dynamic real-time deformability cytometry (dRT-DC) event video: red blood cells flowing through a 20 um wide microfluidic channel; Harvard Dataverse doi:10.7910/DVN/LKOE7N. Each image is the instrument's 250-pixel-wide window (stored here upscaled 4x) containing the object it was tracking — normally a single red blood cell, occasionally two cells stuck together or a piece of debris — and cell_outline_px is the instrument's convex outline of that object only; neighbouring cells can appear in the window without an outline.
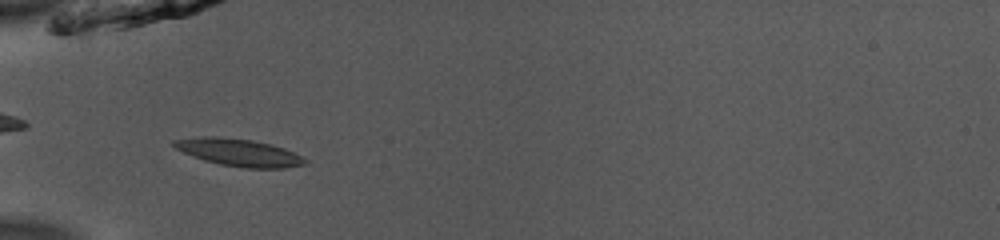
{"species": "common noctule bat (a hibernating species)", "species_latin": "Nyctalus noctula", "temperature_condition": "room temperature", "stored_images_in_passage": 35, "camera_frame_rate_fps": 3000, "um_per_image_px": 0.085, "animal": {"sex": "male", "body_mass_g": 13.0, "forearm_length_mm": 53.1}, "frame": {"image": 1, "passage_image": 1, "time_ms": 0.0, "image_size_px": [1000, 240], "cell_outline_px": [[308, 164], [284, 168], [244, 168], [220, 164], [204, 160], [184, 152], [176, 148], [172, 144], [172, 140], [200, 136], [216, 136], [252, 140], [272, 144], [284, 148], [308, 160]], "centroid_in_image_um": [20.32, 12.95], "position_along_channel_um": 64.7, "area_um2": 20.87}}
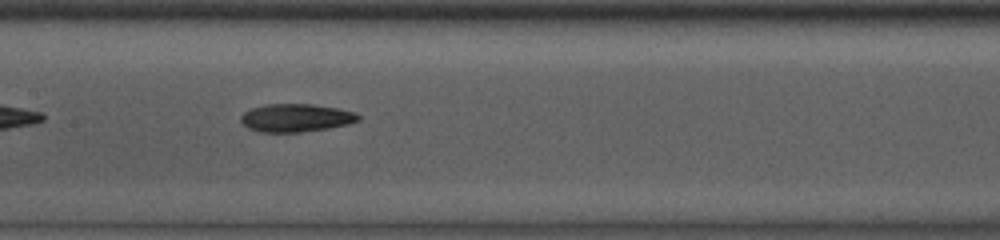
{"frame": {"image": 2, "passage_image": 10, "time_ms": 3.0, "image_size_px": [1000, 240], "cell_outline_px": [[360, 120], [348, 124], [328, 128], [300, 132], [260, 132], [248, 128], [240, 120], [240, 116], [244, 112], [252, 108], [268, 104], [312, 104], [336, 108], [356, 112], [360, 116]], "centroid_in_image_um": [25.16, 10.02], "position_along_channel_um": 182.2, "area_um2": 19.13}}
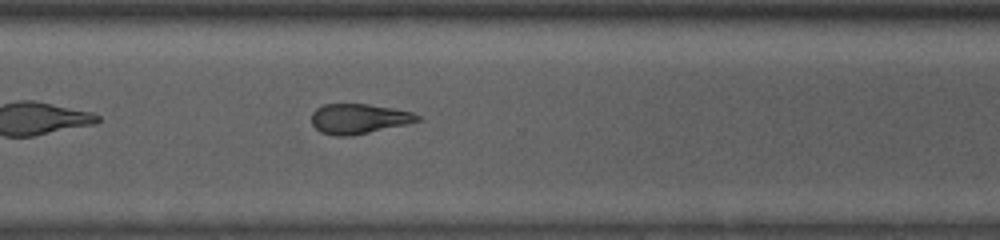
{"frame": {"image": 3, "passage_image": 22, "time_ms": 7.0, "image_size_px": [1000, 240], "cell_outline_px": [[420, 120], [404, 124], [352, 136], [336, 136], [320, 132], [312, 124], [312, 112], [316, 108], [324, 104], [368, 104], [392, 108], [412, 112], [420, 116]], "centroid_in_image_um": [30.45, 10.09], "position_along_channel_um": 340.1, "area_um2": 18.32}, "authors_computed_cell_mechanics": {"area_um2": 19.1896, "velocity_mm_per_s": 3.9665, "shape_relaxation_time_tau1_ms": 6.421, "shape_relaxation_time_tau2_ms": 5.006, "deformation_change_tau1": 0.1675, "deformation_change_tau2": 0.1528}}